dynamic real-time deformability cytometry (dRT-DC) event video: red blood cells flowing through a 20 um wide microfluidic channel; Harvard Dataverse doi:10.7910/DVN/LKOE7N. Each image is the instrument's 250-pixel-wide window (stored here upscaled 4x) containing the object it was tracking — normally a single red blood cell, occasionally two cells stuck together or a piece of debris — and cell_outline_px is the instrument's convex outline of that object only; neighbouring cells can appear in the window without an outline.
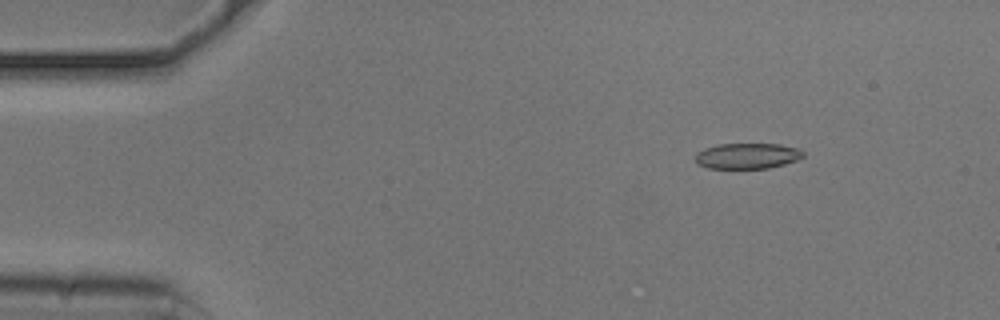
{"species": "common noctule bat (a hibernating species)", "species_latin": "Nyctalus noctula", "temperature_condition": "cold", "stored_images_in_passage": 50, "camera_frame_rate_fps": 3000, "um_per_image_px": 0.085, "animal": {"sex": "male", "body_mass_g": 20.5, "forearm_length_mm": 52.5}, "frame": {"image": 1, "passage_image": 3, "time_ms": 0.667, "image_size_px": [1000, 320], "cell_outline_px": [[804, 156], [796, 160], [784, 164], [768, 168], [708, 168], [696, 164], [696, 152], [704, 148], [716, 144], [780, 144], [800, 148], [804, 152]], "centroid_in_image_um": [63.51, 13.24], "position_along_channel_um": 21.5, "area_um2": 16.24}}
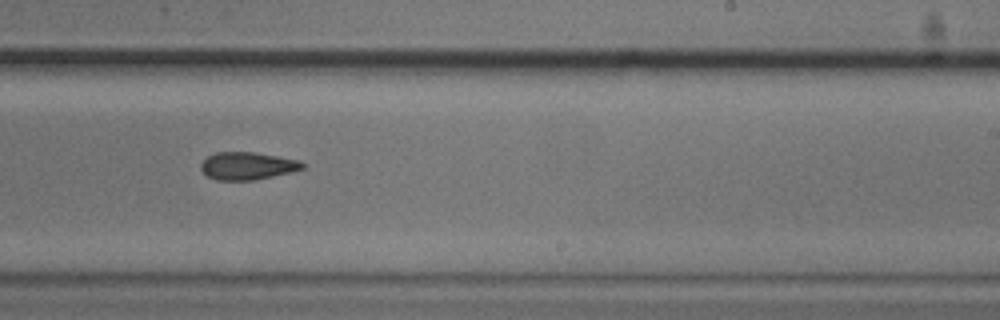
{"frame": {"image": 2, "passage_image": 29, "time_ms": 9.333, "image_size_px": [1000, 320], "cell_outline_px": [[304, 168], [272, 176], [252, 180], [216, 180], [208, 176], [200, 168], [200, 164], [208, 156], [216, 152], [256, 152], [300, 160], [304, 164]], "centroid_in_image_um": [21.01, 14.09], "position_along_channel_um": 268.0, "area_um2": 16.18}}
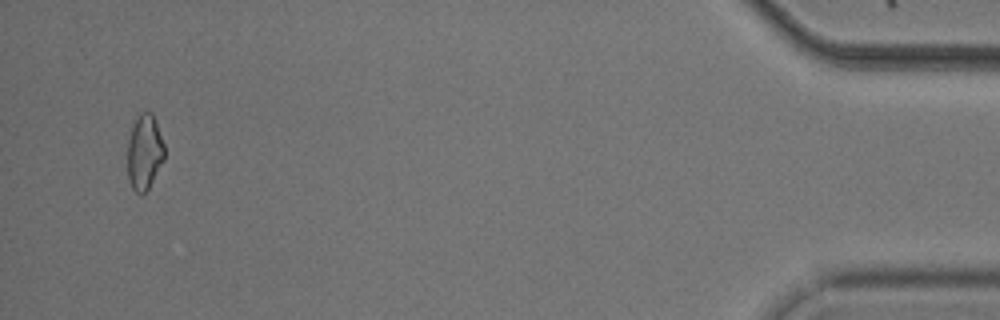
{"frame": {"image": 3, "passage_image": 48, "time_ms": 15.667, "image_size_px": [1000, 320], "cell_outline_px": [[164, 160], [148, 188], [140, 196], [132, 188], [128, 176], [128, 140], [132, 124], [140, 112], [152, 112], [156, 120], [164, 144]], "centroid_in_image_um": [12.28, 12.9], "position_along_channel_um": 422.9, "area_um2": 16.24}, "authors_computed_cell_mechanics": {"area_um2": 16.9643, "velocity_mm_per_s": 3.7363, "shape_relaxation_time_tau1_ms": null, "shape_relaxation_time_tau2_ms": 5.2059, "deformation_change_tau1": null, "deformation_change_tau2": 0.1307}}